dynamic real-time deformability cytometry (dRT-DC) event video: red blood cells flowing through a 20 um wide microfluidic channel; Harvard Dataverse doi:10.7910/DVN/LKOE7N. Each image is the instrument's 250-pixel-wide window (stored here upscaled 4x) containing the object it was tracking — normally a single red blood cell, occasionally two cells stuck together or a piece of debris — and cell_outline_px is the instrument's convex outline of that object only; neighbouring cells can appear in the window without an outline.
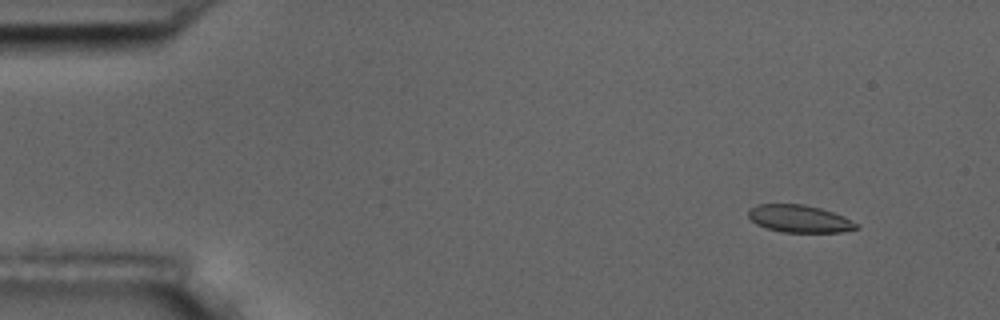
{"species": "common noctule bat (a hibernating species)", "species_latin": "Nyctalus noctula", "temperature_condition": "room temperature", "stored_images_in_passage": 5, "camera_frame_rate_fps": 3000, "um_per_image_px": 0.085, "animal": {"sex": "male", "body_mass_g": 17.5, "forearm_length_mm": 52.3}, "frame": {"image": 1, "passage_image": 2, "time_ms": 1.0, "image_size_px": [1000, 320], "cell_outline_px": [[860, 228], [844, 232], [780, 232], [756, 224], [748, 216], [748, 212], [756, 204], [804, 204], [820, 208], [844, 216], [860, 224]], "centroid_in_image_um": [68.0, 18.6], "position_along_channel_um": 17.0, "area_um2": 17.34}}
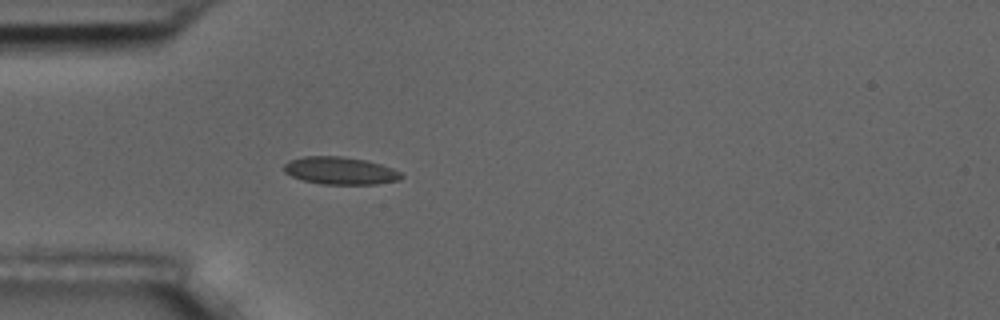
{"frame": {"image": 2, "passage_image": 5, "time_ms": 4.667, "image_size_px": [1000, 320], "cell_outline_px": [[404, 176], [400, 180], [376, 184], [320, 184], [304, 180], [292, 176], [284, 172], [284, 164], [288, 160], [304, 156], [340, 156], [364, 160], [380, 164], [392, 168], [400, 172]], "centroid_in_image_um": [28.91, 14.51], "position_along_channel_um": 56.1, "area_um2": 18.79}}